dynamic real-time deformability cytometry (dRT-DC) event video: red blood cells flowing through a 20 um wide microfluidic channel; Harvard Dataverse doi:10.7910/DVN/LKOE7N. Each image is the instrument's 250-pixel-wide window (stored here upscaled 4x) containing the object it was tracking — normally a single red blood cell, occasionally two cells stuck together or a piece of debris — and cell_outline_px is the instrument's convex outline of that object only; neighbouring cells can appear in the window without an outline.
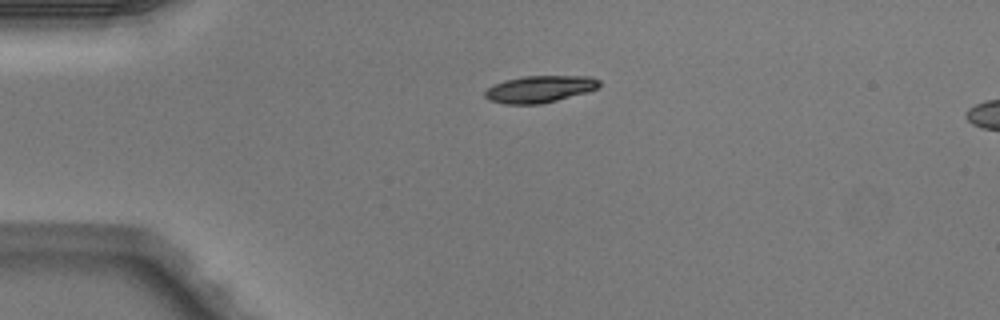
{"species": "Egyptian fruit bat (a non-hibernating species)", "species_latin": "Rousettus aegyptiacus", "temperature_condition": "warm", "stored_images_in_passage": 3, "segment_of_instrument_passage": [1, 2], "camera_frame_rate_fps": 3000, "um_per_image_px": 0.085, "animal": {"sex": "male"}, "frame": {"image": 1, "passage_image": 1, "time_ms": 0.0, "image_size_px": [1000, 320], "cell_outline_px": [[600, 88], [588, 92], [540, 104], [504, 104], [488, 100], [484, 96], [484, 92], [492, 84], [504, 80], [524, 76], [592, 76], [600, 80]], "centroid_in_image_um": [45.88, 7.57], "position_along_channel_um": 39.1, "area_um2": 18.15}}